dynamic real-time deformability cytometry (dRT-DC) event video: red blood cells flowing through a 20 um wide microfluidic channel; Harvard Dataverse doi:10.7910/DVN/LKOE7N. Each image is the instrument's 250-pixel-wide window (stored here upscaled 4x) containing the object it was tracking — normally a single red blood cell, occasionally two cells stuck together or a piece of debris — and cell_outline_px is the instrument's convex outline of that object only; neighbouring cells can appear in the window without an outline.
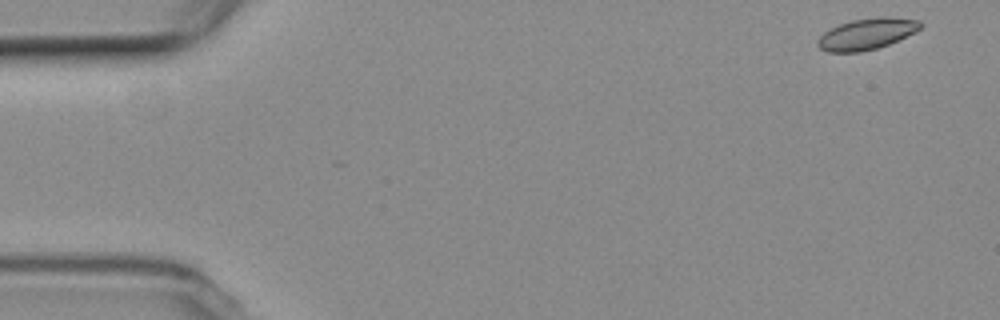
{"species": "common noctule bat (a hibernating species)", "species_latin": "Nyctalus noctula", "temperature_condition": "room temperature", "stored_images_in_passage": 7, "camera_frame_rate_fps": 3000, "um_per_image_px": 0.085, "animal": {"sex": "female", "body_mass_g": 19.3, "forearm_length_mm": 54.1}, "frame": {"image": 1, "passage_image": 1, "time_ms": 0.0, "image_size_px": [1000, 320], "cell_outline_px": [[924, 24], [916, 32], [888, 44], [876, 48], [860, 52], [828, 52], [820, 48], [816, 44], [816, 40], [824, 32], [840, 24], [852, 20], [884, 16], [888, 16], [920, 20]], "centroid_in_image_um": [73.69, 2.88], "position_along_channel_um": 11.3, "area_um2": 18.67}}
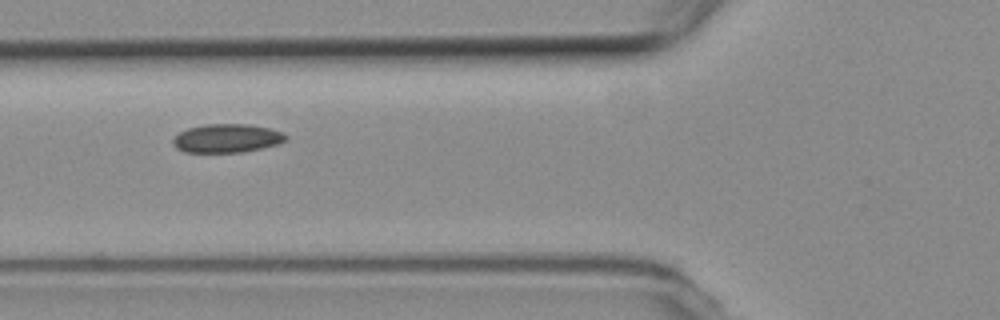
{"frame": {"image": 2, "passage_image": 6, "time_ms": 6.0, "image_size_px": [1000, 320], "cell_outline_px": [[288, 140], [280, 144], [244, 152], [184, 152], [176, 148], [172, 144], [172, 140], [180, 132], [188, 128], [204, 124], [248, 124], [268, 128], [284, 132], [288, 136]], "centroid_in_image_um": [19.32, 11.75], "position_along_channel_um": 106.5, "area_um2": 19.02}}
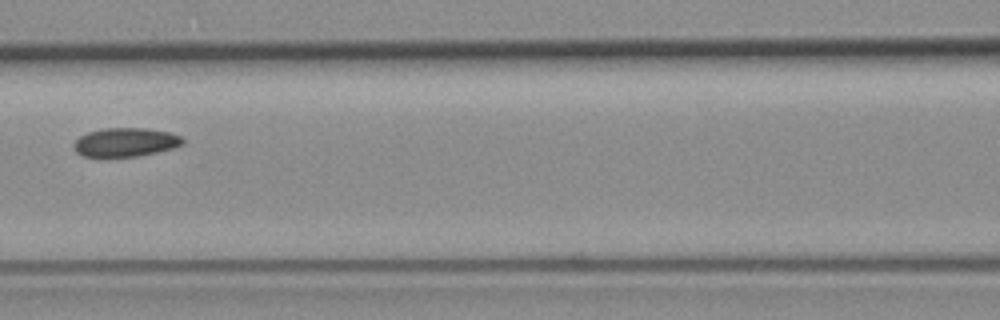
{"frame": {"image": 3, "passage_image": 7, "time_ms": 7.333, "image_size_px": [1000, 320], "cell_outline_px": [[184, 144], [172, 148], [140, 156], [104, 160], [80, 156], [76, 152], [72, 144], [80, 136], [88, 132], [104, 128], [144, 128], [168, 132], [180, 136], [184, 140]], "centroid_in_image_um": [10.58, 12.15], "position_along_channel_um": 156.0, "area_um2": 19.02}}